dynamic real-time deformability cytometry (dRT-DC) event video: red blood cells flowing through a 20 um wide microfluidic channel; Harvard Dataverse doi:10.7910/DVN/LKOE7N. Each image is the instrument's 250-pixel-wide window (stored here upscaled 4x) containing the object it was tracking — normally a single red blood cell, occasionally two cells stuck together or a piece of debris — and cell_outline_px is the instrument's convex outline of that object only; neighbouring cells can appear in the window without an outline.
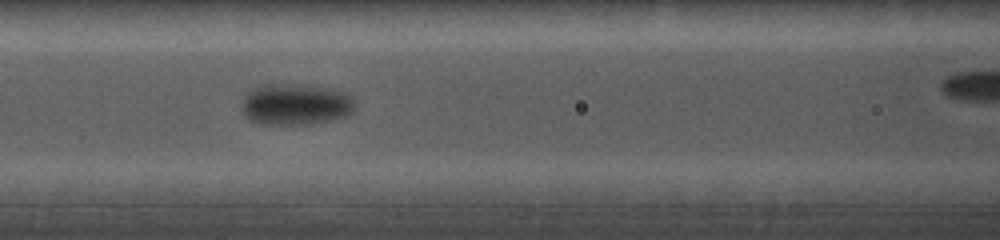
{"species": "common noctule bat (a hibernating species)", "species_latin": "Nyctalus noctula", "temperature_condition": "cold", "stored_images_in_passage": 7, "camera_frame_rate_fps": 5000, "um_per_image_px": 0.085, "animal": {"sex": "female", "body_mass_g": 19.0, "forearm_length_mm": 56.7}, "frame": {"image": 1, "passage_image": 4, "time_ms": 2.8, "image_size_px": [1000, 240], "cell_outline_px": [[352, 112], [348, 116], [308, 124], [264, 124], [252, 120], [244, 116], [244, 96], [252, 88], [260, 84], [288, 84], [328, 88], [344, 92], [352, 100]], "centroid_in_image_um": [25.09, 8.87], "position_along_channel_um": 141.5, "area_um2": 26.7}}
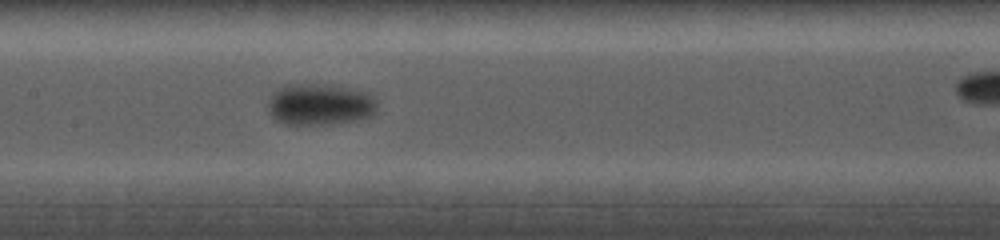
{"frame": {"image": 2, "passage_image": 5, "time_ms": 3.8, "image_size_px": [1000, 240], "cell_outline_px": [[376, 112], [372, 116], [356, 120], [332, 124], [284, 124], [276, 120], [268, 112], [268, 104], [276, 88], [284, 84], [324, 84], [368, 92], [376, 100]], "centroid_in_image_um": [27.18, 8.88], "position_along_channel_um": 180.2, "area_um2": 26.53}}
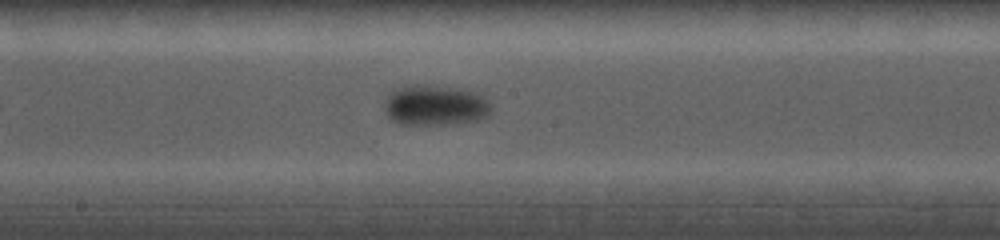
{"frame": {"image": 3, "passage_image": 6, "time_ms": 4.6, "image_size_px": [1000, 240], "cell_outline_px": [[492, 112], [488, 116], [476, 120], [456, 124], [400, 124], [392, 120], [388, 116], [384, 108], [384, 104], [392, 88], [420, 84], [456, 88], [476, 92], [484, 96], [488, 100], [492, 108]], "centroid_in_image_um": [37.0, 8.95], "position_along_channel_um": 211.2, "area_um2": 25.43}}